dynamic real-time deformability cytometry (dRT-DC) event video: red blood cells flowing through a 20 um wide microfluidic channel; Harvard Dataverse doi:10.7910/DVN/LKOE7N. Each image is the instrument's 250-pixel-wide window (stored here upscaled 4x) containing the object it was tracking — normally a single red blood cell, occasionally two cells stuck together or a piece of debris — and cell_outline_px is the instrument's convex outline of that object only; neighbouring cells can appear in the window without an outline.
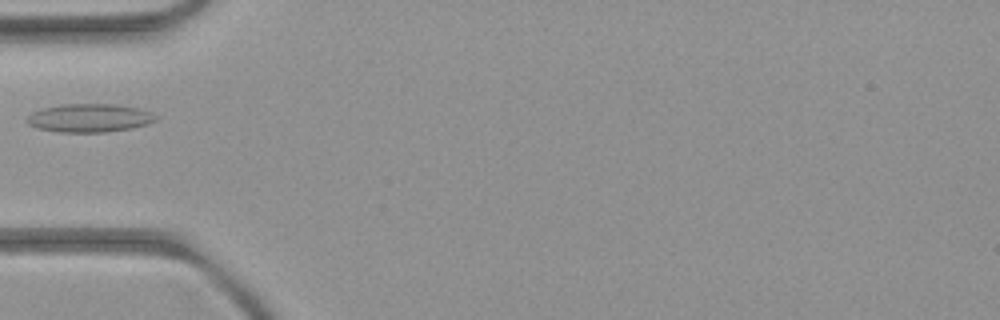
{"species": "common noctule bat (a hibernating species)", "species_latin": "Nyctalus noctula", "temperature_condition": "room temperature", "stored_images_in_passage": 3, "camera_frame_rate_fps": 3000, "um_per_image_px": 0.085, "animal": {"sex": "female", "body_mass_g": 21.9}, "frame": {"image": 1, "passage_image": 1, "time_ms": 0.0, "image_size_px": [1000, 320], "cell_outline_px": [[160, 116], [156, 120], [148, 124], [132, 128], [104, 132], [60, 132], [36, 128], [28, 124], [24, 120], [32, 112], [44, 108], [60, 104], [116, 104], [140, 108], [152, 112]], "centroid_in_image_um": [7.63, 10.02], "position_along_channel_um": 77.4, "area_um2": 21.56}}
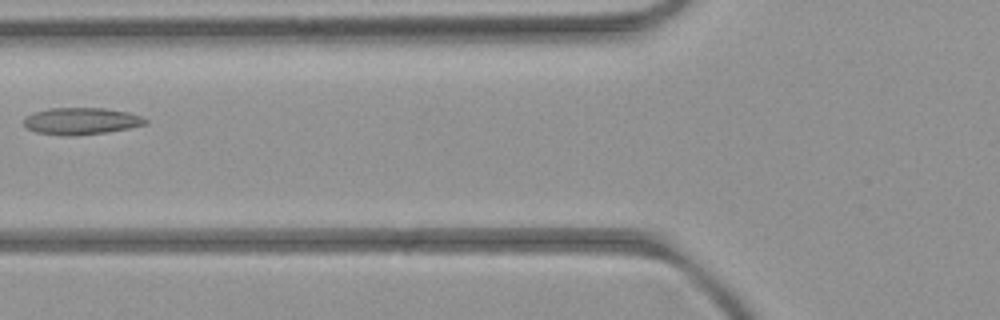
{"frame": {"image": 2, "passage_image": 2, "time_ms": 1.0, "image_size_px": [1000, 320], "cell_outline_px": [[148, 124], [108, 132], [72, 136], [60, 136], [36, 132], [28, 128], [24, 124], [24, 116], [32, 112], [48, 108], [104, 108], [128, 112], [140, 116], [148, 120]], "centroid_in_image_um": [6.88, 10.29], "position_along_channel_um": 118.9, "area_um2": 19.25}}
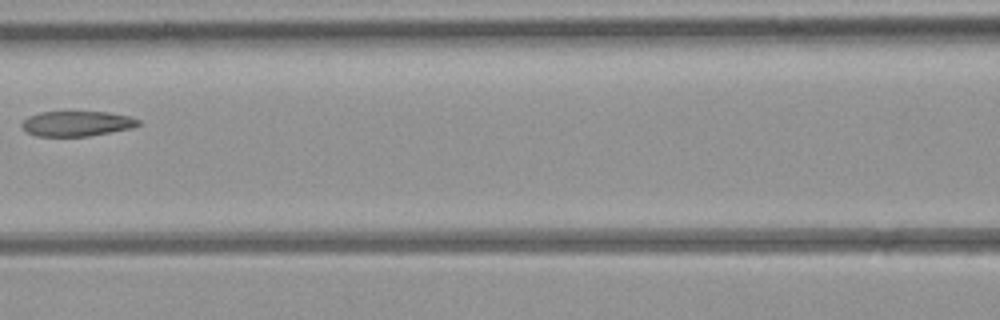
{"frame": {"image": 3, "passage_image": 3, "time_ms": 2.0, "image_size_px": [1000, 320], "cell_outline_px": [[140, 124], [132, 128], [88, 136], [36, 136], [28, 132], [20, 124], [28, 116], [40, 112], [68, 108], [72, 108], [108, 112], [128, 116], [140, 120]], "centroid_in_image_um": [6.51, 10.44], "position_along_channel_um": 160.1, "area_um2": 17.98}}